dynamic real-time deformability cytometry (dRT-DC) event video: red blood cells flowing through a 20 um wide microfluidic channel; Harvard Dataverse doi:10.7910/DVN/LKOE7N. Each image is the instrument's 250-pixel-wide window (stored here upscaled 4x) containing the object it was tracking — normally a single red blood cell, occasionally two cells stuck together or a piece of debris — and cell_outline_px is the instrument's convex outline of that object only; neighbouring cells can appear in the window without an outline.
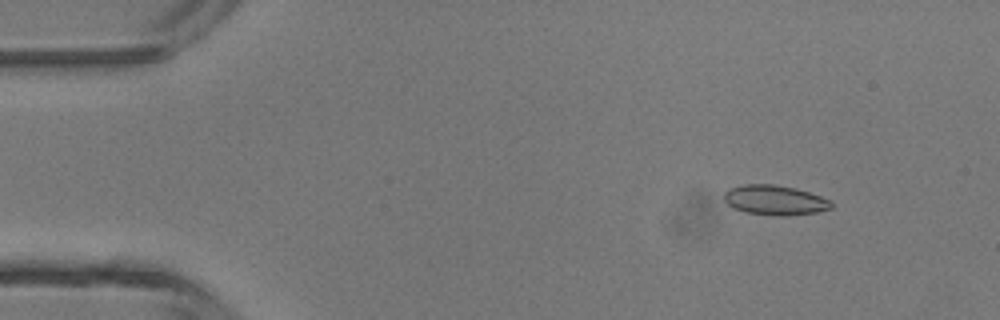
{"species": "common noctule bat (a hibernating species)", "species_latin": "Nyctalus noctula", "temperature_condition": "room temperature", "stored_images_in_passage": 3, "camera_frame_rate_fps": 3000, "um_per_image_px": 0.085, "animal": {"sex": "male", "body_mass_g": 13.3}, "frame": {"image": 1, "passage_image": 1, "time_ms": 0.0, "image_size_px": [1000, 320], "cell_outline_px": [[832, 208], [816, 212], [788, 216], [776, 216], [744, 212], [732, 208], [724, 200], [724, 192], [728, 188], [744, 184], [772, 184], [796, 188], [832, 200]], "centroid_in_image_um": [65.84, 17.01], "position_along_channel_um": 19.2, "area_um2": 18.84}}